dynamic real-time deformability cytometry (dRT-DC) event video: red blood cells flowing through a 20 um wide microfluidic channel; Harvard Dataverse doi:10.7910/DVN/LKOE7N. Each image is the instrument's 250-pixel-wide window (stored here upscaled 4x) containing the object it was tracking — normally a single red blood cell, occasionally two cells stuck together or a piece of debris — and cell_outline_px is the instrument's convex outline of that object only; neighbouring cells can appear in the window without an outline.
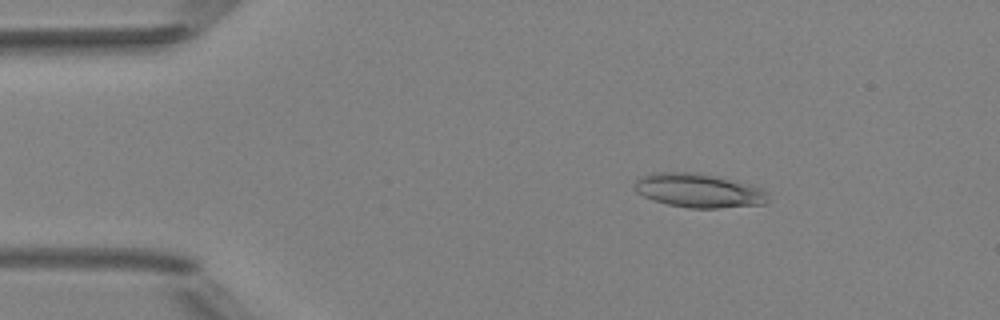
{"species": "Egyptian fruit bat (a non-hibernating species)", "species_latin": "Rousettus aegyptiacus", "temperature_condition": "room temperature", "stored_images_in_passage": 6, "camera_frame_rate_fps": 3000, "um_per_image_px": 0.085, "animal": {"sex": "female"}, "frame": {"image": 1, "passage_image": 3, "time_ms": 2.0, "image_size_px": [1000, 320], "cell_outline_px": [[768, 200], [764, 204], [720, 208], [688, 208], [668, 204], [644, 196], [636, 192], [636, 180], [640, 176], [652, 172], [696, 172], [720, 176], [736, 180], [764, 188]], "centroid_in_image_um": [59.42, 16.18], "position_along_channel_um": 25.6, "area_um2": 26.59}}